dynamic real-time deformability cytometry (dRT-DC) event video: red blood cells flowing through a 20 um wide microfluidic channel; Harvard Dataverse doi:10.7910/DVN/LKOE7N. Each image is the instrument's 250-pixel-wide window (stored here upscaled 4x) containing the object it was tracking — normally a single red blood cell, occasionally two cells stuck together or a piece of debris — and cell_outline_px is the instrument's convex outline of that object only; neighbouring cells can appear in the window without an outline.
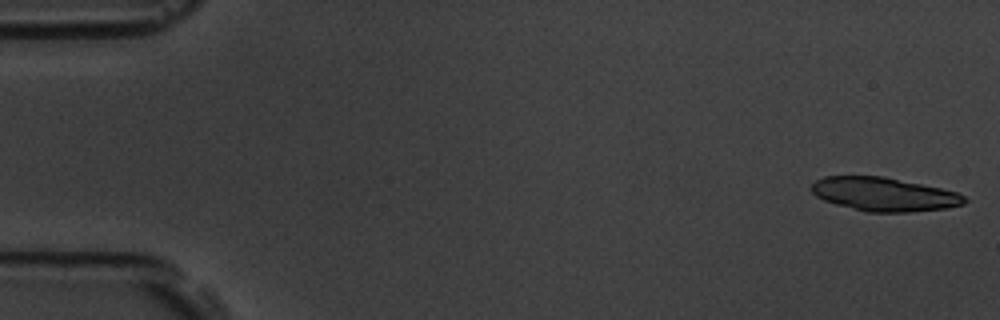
{"species": "common noctule bat (a hibernating species)", "species_latin": "Nyctalus noctula", "temperature_condition": "room temperature", "stored_images_in_passage": 9, "camera_frame_rate_fps": 3000, "um_per_image_px": 0.085, "animal": {"sex": "male", "body_mass_g": 19.5, "forearm_length_mm": 54.6}, "frame": {"image": 1, "passage_image": 1, "time_ms": 0.0, "image_size_px": [1000, 320], "cell_outline_px": [[968, 200], [964, 204], [948, 208], [908, 212], [864, 212], [836, 204], [824, 200], [816, 196], [812, 192], [812, 184], [816, 180], [824, 176], [884, 176], [940, 188], [956, 192], [964, 196]], "centroid_in_image_um": [75.14, 16.52], "position_along_channel_um": 9.9, "area_um2": 30.0}}
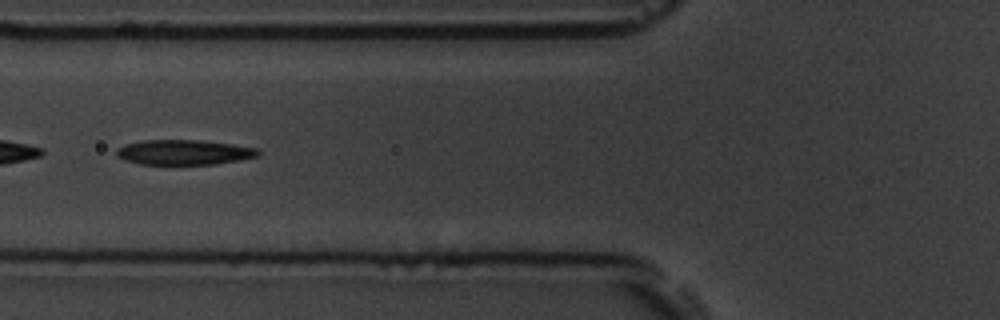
{"frame": {"image": 2, "passage_image": 7, "time_ms": 6.667, "image_size_px": [1000, 320], "cell_outline_px": [[260, 152], [256, 156], [240, 160], [216, 164], [140, 164], [124, 160], [116, 156], [116, 148], [124, 144], [144, 140], [200, 140], [232, 144], [256, 148]], "centroid_in_image_um": [15.59, 12.94], "position_along_channel_um": 110.2, "area_um2": 20.63}}
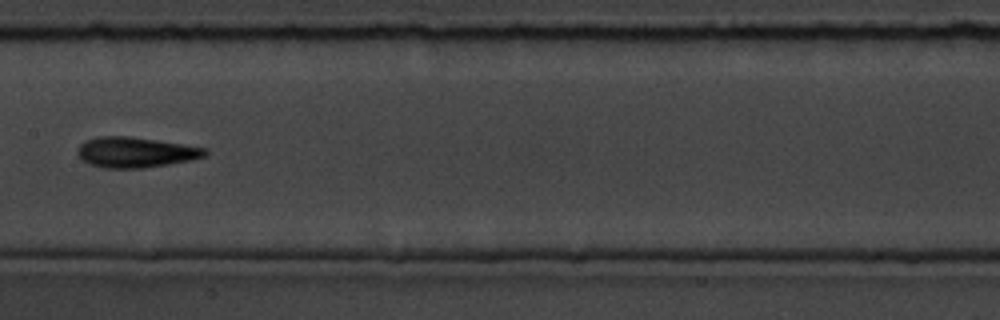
{"frame": {"image": 3, "passage_image": 9, "time_ms": 9.0, "image_size_px": [1000, 320], "cell_outline_px": [[208, 152], [204, 156], [188, 160], [168, 164], [144, 168], [104, 168], [88, 164], [76, 152], [76, 148], [84, 140], [96, 136], [128, 136], [184, 144], [208, 148]], "centroid_in_image_um": [11.48, 12.93], "position_along_channel_um": 195.9, "area_um2": 22.66}}